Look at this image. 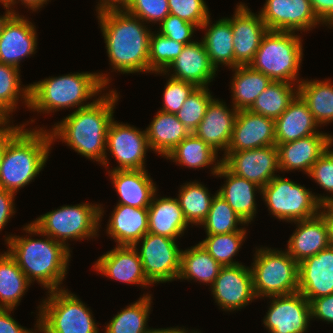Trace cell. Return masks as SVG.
<instances>
[{"label": "cell", "mask_w": 333, "mask_h": 333, "mask_svg": "<svg viewBox=\"0 0 333 333\" xmlns=\"http://www.w3.org/2000/svg\"><path fill=\"white\" fill-rule=\"evenodd\" d=\"M118 100L116 90H111L109 94L99 96L93 104L76 109L54 124L52 132L50 131L52 141L60 139L78 154L107 167V130L114 119V108Z\"/></svg>", "instance_id": "1"}, {"label": "cell", "mask_w": 333, "mask_h": 333, "mask_svg": "<svg viewBox=\"0 0 333 333\" xmlns=\"http://www.w3.org/2000/svg\"><path fill=\"white\" fill-rule=\"evenodd\" d=\"M97 14L112 69L123 74L149 73L151 29L123 8L106 9Z\"/></svg>", "instance_id": "2"}, {"label": "cell", "mask_w": 333, "mask_h": 333, "mask_svg": "<svg viewBox=\"0 0 333 333\" xmlns=\"http://www.w3.org/2000/svg\"><path fill=\"white\" fill-rule=\"evenodd\" d=\"M44 236L47 238L8 235L5 237L7 251L31 283L36 280L48 291L62 289L60 285L66 278L71 258L70 248L48 235Z\"/></svg>", "instance_id": "3"}, {"label": "cell", "mask_w": 333, "mask_h": 333, "mask_svg": "<svg viewBox=\"0 0 333 333\" xmlns=\"http://www.w3.org/2000/svg\"><path fill=\"white\" fill-rule=\"evenodd\" d=\"M50 131L25 129L6 143L0 166V188L13 193L28 185L45 166L53 143Z\"/></svg>", "instance_id": "4"}, {"label": "cell", "mask_w": 333, "mask_h": 333, "mask_svg": "<svg viewBox=\"0 0 333 333\" xmlns=\"http://www.w3.org/2000/svg\"><path fill=\"white\" fill-rule=\"evenodd\" d=\"M107 76L103 73L77 72L30 84L29 109L46 114L69 107H87L96 101L87 103V99L107 88L111 80Z\"/></svg>", "instance_id": "5"}, {"label": "cell", "mask_w": 333, "mask_h": 333, "mask_svg": "<svg viewBox=\"0 0 333 333\" xmlns=\"http://www.w3.org/2000/svg\"><path fill=\"white\" fill-rule=\"evenodd\" d=\"M100 204L82 203L62 206L36 218L23 230L28 234L48 235L65 246L71 238L82 240L96 237L104 210Z\"/></svg>", "instance_id": "6"}, {"label": "cell", "mask_w": 333, "mask_h": 333, "mask_svg": "<svg viewBox=\"0 0 333 333\" xmlns=\"http://www.w3.org/2000/svg\"><path fill=\"white\" fill-rule=\"evenodd\" d=\"M301 41L295 32L268 30L249 66L272 81L295 84L296 80L299 84L302 81L297 80L303 57Z\"/></svg>", "instance_id": "7"}, {"label": "cell", "mask_w": 333, "mask_h": 333, "mask_svg": "<svg viewBox=\"0 0 333 333\" xmlns=\"http://www.w3.org/2000/svg\"><path fill=\"white\" fill-rule=\"evenodd\" d=\"M38 308L36 332L99 333L89 308L66 289L48 291Z\"/></svg>", "instance_id": "8"}, {"label": "cell", "mask_w": 333, "mask_h": 333, "mask_svg": "<svg viewBox=\"0 0 333 333\" xmlns=\"http://www.w3.org/2000/svg\"><path fill=\"white\" fill-rule=\"evenodd\" d=\"M254 256L250 269L256 299L298 292L299 264L287 251L264 247Z\"/></svg>", "instance_id": "9"}, {"label": "cell", "mask_w": 333, "mask_h": 333, "mask_svg": "<svg viewBox=\"0 0 333 333\" xmlns=\"http://www.w3.org/2000/svg\"><path fill=\"white\" fill-rule=\"evenodd\" d=\"M268 210L279 220L296 222L316 216L321 204L312 191L287 178L275 176L261 190Z\"/></svg>", "instance_id": "10"}, {"label": "cell", "mask_w": 333, "mask_h": 333, "mask_svg": "<svg viewBox=\"0 0 333 333\" xmlns=\"http://www.w3.org/2000/svg\"><path fill=\"white\" fill-rule=\"evenodd\" d=\"M140 241L141 249L135 248L148 281L154 284L177 280L182 251L177 240L148 232Z\"/></svg>", "instance_id": "11"}, {"label": "cell", "mask_w": 333, "mask_h": 333, "mask_svg": "<svg viewBox=\"0 0 333 333\" xmlns=\"http://www.w3.org/2000/svg\"><path fill=\"white\" fill-rule=\"evenodd\" d=\"M147 131L124 123L111 121L106 138V150L119 166L112 170L145 169L146 151L149 149Z\"/></svg>", "instance_id": "12"}, {"label": "cell", "mask_w": 333, "mask_h": 333, "mask_svg": "<svg viewBox=\"0 0 333 333\" xmlns=\"http://www.w3.org/2000/svg\"><path fill=\"white\" fill-rule=\"evenodd\" d=\"M222 163L233 173L263 188L280 170L276 145L250 150L227 151Z\"/></svg>", "instance_id": "13"}, {"label": "cell", "mask_w": 333, "mask_h": 333, "mask_svg": "<svg viewBox=\"0 0 333 333\" xmlns=\"http://www.w3.org/2000/svg\"><path fill=\"white\" fill-rule=\"evenodd\" d=\"M263 324L270 333H305L311 320L310 302L300 293L271 296Z\"/></svg>", "instance_id": "14"}, {"label": "cell", "mask_w": 333, "mask_h": 333, "mask_svg": "<svg viewBox=\"0 0 333 333\" xmlns=\"http://www.w3.org/2000/svg\"><path fill=\"white\" fill-rule=\"evenodd\" d=\"M261 19L270 31H309L321 24L310 0H266Z\"/></svg>", "instance_id": "15"}, {"label": "cell", "mask_w": 333, "mask_h": 333, "mask_svg": "<svg viewBox=\"0 0 333 333\" xmlns=\"http://www.w3.org/2000/svg\"><path fill=\"white\" fill-rule=\"evenodd\" d=\"M215 302L225 311L240 310L256 299L250 267L222 266L210 287Z\"/></svg>", "instance_id": "16"}, {"label": "cell", "mask_w": 333, "mask_h": 333, "mask_svg": "<svg viewBox=\"0 0 333 333\" xmlns=\"http://www.w3.org/2000/svg\"><path fill=\"white\" fill-rule=\"evenodd\" d=\"M235 9L231 17L235 67L247 66L252 62L268 28L260 14L252 13L243 3H239Z\"/></svg>", "instance_id": "17"}, {"label": "cell", "mask_w": 333, "mask_h": 333, "mask_svg": "<svg viewBox=\"0 0 333 333\" xmlns=\"http://www.w3.org/2000/svg\"><path fill=\"white\" fill-rule=\"evenodd\" d=\"M35 25L14 13L0 34V63L19 68L20 61L35 54L37 35Z\"/></svg>", "instance_id": "18"}, {"label": "cell", "mask_w": 333, "mask_h": 333, "mask_svg": "<svg viewBox=\"0 0 333 333\" xmlns=\"http://www.w3.org/2000/svg\"><path fill=\"white\" fill-rule=\"evenodd\" d=\"M276 145L275 120L249 110H239L227 151Z\"/></svg>", "instance_id": "19"}, {"label": "cell", "mask_w": 333, "mask_h": 333, "mask_svg": "<svg viewBox=\"0 0 333 333\" xmlns=\"http://www.w3.org/2000/svg\"><path fill=\"white\" fill-rule=\"evenodd\" d=\"M331 145H333V135L323 132L276 144L279 171L302 170L308 175L313 164Z\"/></svg>", "instance_id": "20"}, {"label": "cell", "mask_w": 333, "mask_h": 333, "mask_svg": "<svg viewBox=\"0 0 333 333\" xmlns=\"http://www.w3.org/2000/svg\"><path fill=\"white\" fill-rule=\"evenodd\" d=\"M298 292L309 302L333 294V247L299 263Z\"/></svg>", "instance_id": "21"}, {"label": "cell", "mask_w": 333, "mask_h": 333, "mask_svg": "<svg viewBox=\"0 0 333 333\" xmlns=\"http://www.w3.org/2000/svg\"><path fill=\"white\" fill-rule=\"evenodd\" d=\"M94 269L101 275L119 282L137 284L142 287L152 285L143 271V265L134 246L117 245L97 259Z\"/></svg>", "instance_id": "22"}, {"label": "cell", "mask_w": 333, "mask_h": 333, "mask_svg": "<svg viewBox=\"0 0 333 333\" xmlns=\"http://www.w3.org/2000/svg\"><path fill=\"white\" fill-rule=\"evenodd\" d=\"M169 69L174 73L170 75ZM216 68L210 62L204 43L194 41L186 44L178 57L169 65L164 72L170 77L178 80L194 83L197 87H206L213 81L216 75Z\"/></svg>", "instance_id": "23"}, {"label": "cell", "mask_w": 333, "mask_h": 333, "mask_svg": "<svg viewBox=\"0 0 333 333\" xmlns=\"http://www.w3.org/2000/svg\"><path fill=\"white\" fill-rule=\"evenodd\" d=\"M231 110L227 108L225 102L214 98L209 103L202 121L193 132L216 152L223 150L226 154L230 144L238 113L234 107Z\"/></svg>", "instance_id": "24"}, {"label": "cell", "mask_w": 333, "mask_h": 333, "mask_svg": "<svg viewBox=\"0 0 333 333\" xmlns=\"http://www.w3.org/2000/svg\"><path fill=\"white\" fill-rule=\"evenodd\" d=\"M294 223L298 226L285 250L298 264L330 246L327 224L320 213Z\"/></svg>", "instance_id": "25"}, {"label": "cell", "mask_w": 333, "mask_h": 333, "mask_svg": "<svg viewBox=\"0 0 333 333\" xmlns=\"http://www.w3.org/2000/svg\"><path fill=\"white\" fill-rule=\"evenodd\" d=\"M108 173L120 197L118 204L137 208L149 207L157 187L147 170H111Z\"/></svg>", "instance_id": "26"}, {"label": "cell", "mask_w": 333, "mask_h": 333, "mask_svg": "<svg viewBox=\"0 0 333 333\" xmlns=\"http://www.w3.org/2000/svg\"><path fill=\"white\" fill-rule=\"evenodd\" d=\"M148 208L117 204L107 224V234L117 245L137 247L148 233Z\"/></svg>", "instance_id": "27"}, {"label": "cell", "mask_w": 333, "mask_h": 333, "mask_svg": "<svg viewBox=\"0 0 333 333\" xmlns=\"http://www.w3.org/2000/svg\"><path fill=\"white\" fill-rule=\"evenodd\" d=\"M218 177H225L226 182L217 190L233 210L249 224L256 216V194L262 188L249 180L233 174L223 163L220 165L217 173Z\"/></svg>", "instance_id": "28"}, {"label": "cell", "mask_w": 333, "mask_h": 333, "mask_svg": "<svg viewBox=\"0 0 333 333\" xmlns=\"http://www.w3.org/2000/svg\"><path fill=\"white\" fill-rule=\"evenodd\" d=\"M320 125L302 98L297 95L287 109L275 120L276 144L287 143L319 133Z\"/></svg>", "instance_id": "29"}, {"label": "cell", "mask_w": 333, "mask_h": 333, "mask_svg": "<svg viewBox=\"0 0 333 333\" xmlns=\"http://www.w3.org/2000/svg\"><path fill=\"white\" fill-rule=\"evenodd\" d=\"M154 194L151 204L148 207V232L165 236L171 239L184 234L189 225L177 198H157Z\"/></svg>", "instance_id": "30"}, {"label": "cell", "mask_w": 333, "mask_h": 333, "mask_svg": "<svg viewBox=\"0 0 333 333\" xmlns=\"http://www.w3.org/2000/svg\"><path fill=\"white\" fill-rule=\"evenodd\" d=\"M210 16L202 24L200 29H208L202 42L209 56L210 62L218 70V65H227L235 68V57L233 48V32L231 29V18H222L216 23L210 24ZM210 25V26H209Z\"/></svg>", "instance_id": "31"}, {"label": "cell", "mask_w": 333, "mask_h": 333, "mask_svg": "<svg viewBox=\"0 0 333 333\" xmlns=\"http://www.w3.org/2000/svg\"><path fill=\"white\" fill-rule=\"evenodd\" d=\"M146 131L150 149L163 157L190 134L175 114L162 111L157 112Z\"/></svg>", "instance_id": "32"}, {"label": "cell", "mask_w": 333, "mask_h": 333, "mask_svg": "<svg viewBox=\"0 0 333 333\" xmlns=\"http://www.w3.org/2000/svg\"><path fill=\"white\" fill-rule=\"evenodd\" d=\"M217 154L204 140L190 133L165 158L191 169L208 167L215 162L211 168V174L215 175L222 164Z\"/></svg>", "instance_id": "33"}, {"label": "cell", "mask_w": 333, "mask_h": 333, "mask_svg": "<svg viewBox=\"0 0 333 333\" xmlns=\"http://www.w3.org/2000/svg\"><path fill=\"white\" fill-rule=\"evenodd\" d=\"M233 70L235 71L231 82L233 107L238 111L248 110L272 80L249 65L237 66Z\"/></svg>", "instance_id": "34"}, {"label": "cell", "mask_w": 333, "mask_h": 333, "mask_svg": "<svg viewBox=\"0 0 333 333\" xmlns=\"http://www.w3.org/2000/svg\"><path fill=\"white\" fill-rule=\"evenodd\" d=\"M221 265L212 258L208 251L200 244L181 251L179 280H196L213 285Z\"/></svg>", "instance_id": "35"}, {"label": "cell", "mask_w": 333, "mask_h": 333, "mask_svg": "<svg viewBox=\"0 0 333 333\" xmlns=\"http://www.w3.org/2000/svg\"><path fill=\"white\" fill-rule=\"evenodd\" d=\"M31 285L15 259L8 253L0 254V308L14 309Z\"/></svg>", "instance_id": "36"}, {"label": "cell", "mask_w": 333, "mask_h": 333, "mask_svg": "<svg viewBox=\"0 0 333 333\" xmlns=\"http://www.w3.org/2000/svg\"><path fill=\"white\" fill-rule=\"evenodd\" d=\"M298 95L320 126L333 121V85L330 79L302 80L298 84Z\"/></svg>", "instance_id": "37"}, {"label": "cell", "mask_w": 333, "mask_h": 333, "mask_svg": "<svg viewBox=\"0 0 333 333\" xmlns=\"http://www.w3.org/2000/svg\"><path fill=\"white\" fill-rule=\"evenodd\" d=\"M297 95L298 85H296L295 89L292 83L272 81L248 110L276 120Z\"/></svg>", "instance_id": "38"}, {"label": "cell", "mask_w": 333, "mask_h": 333, "mask_svg": "<svg viewBox=\"0 0 333 333\" xmlns=\"http://www.w3.org/2000/svg\"><path fill=\"white\" fill-rule=\"evenodd\" d=\"M151 300L150 294H143L135 303L122 309L106 325L105 333H147Z\"/></svg>", "instance_id": "39"}, {"label": "cell", "mask_w": 333, "mask_h": 333, "mask_svg": "<svg viewBox=\"0 0 333 333\" xmlns=\"http://www.w3.org/2000/svg\"><path fill=\"white\" fill-rule=\"evenodd\" d=\"M177 200L188 224L200 225L209 213L213 195L199 182L181 186Z\"/></svg>", "instance_id": "40"}, {"label": "cell", "mask_w": 333, "mask_h": 333, "mask_svg": "<svg viewBox=\"0 0 333 333\" xmlns=\"http://www.w3.org/2000/svg\"><path fill=\"white\" fill-rule=\"evenodd\" d=\"M247 224L225 201V199L215 193L209 213L206 219L200 224L206 230V235L225 234L237 231H246V228H238V225Z\"/></svg>", "instance_id": "41"}, {"label": "cell", "mask_w": 333, "mask_h": 333, "mask_svg": "<svg viewBox=\"0 0 333 333\" xmlns=\"http://www.w3.org/2000/svg\"><path fill=\"white\" fill-rule=\"evenodd\" d=\"M19 69L0 63V109L8 117L17 108L19 98L30 106V86L22 88Z\"/></svg>", "instance_id": "42"}, {"label": "cell", "mask_w": 333, "mask_h": 333, "mask_svg": "<svg viewBox=\"0 0 333 333\" xmlns=\"http://www.w3.org/2000/svg\"><path fill=\"white\" fill-rule=\"evenodd\" d=\"M246 231L225 234L207 235L199 242L221 266H234L241 263L234 262L233 257L246 238Z\"/></svg>", "instance_id": "43"}, {"label": "cell", "mask_w": 333, "mask_h": 333, "mask_svg": "<svg viewBox=\"0 0 333 333\" xmlns=\"http://www.w3.org/2000/svg\"><path fill=\"white\" fill-rule=\"evenodd\" d=\"M151 33L149 45V72H164L182 52L185 44L170 39L159 32Z\"/></svg>", "instance_id": "44"}, {"label": "cell", "mask_w": 333, "mask_h": 333, "mask_svg": "<svg viewBox=\"0 0 333 333\" xmlns=\"http://www.w3.org/2000/svg\"><path fill=\"white\" fill-rule=\"evenodd\" d=\"M213 99L208 86L197 87L175 115L190 133H193L202 121L207 107Z\"/></svg>", "instance_id": "45"}, {"label": "cell", "mask_w": 333, "mask_h": 333, "mask_svg": "<svg viewBox=\"0 0 333 333\" xmlns=\"http://www.w3.org/2000/svg\"><path fill=\"white\" fill-rule=\"evenodd\" d=\"M332 145L313 164L308 176L318 183L321 188L333 194V150ZM316 200L321 204H333V195L317 196Z\"/></svg>", "instance_id": "46"}, {"label": "cell", "mask_w": 333, "mask_h": 333, "mask_svg": "<svg viewBox=\"0 0 333 333\" xmlns=\"http://www.w3.org/2000/svg\"><path fill=\"white\" fill-rule=\"evenodd\" d=\"M123 9L148 23L160 24L170 14L168 0H129Z\"/></svg>", "instance_id": "47"}, {"label": "cell", "mask_w": 333, "mask_h": 333, "mask_svg": "<svg viewBox=\"0 0 333 333\" xmlns=\"http://www.w3.org/2000/svg\"><path fill=\"white\" fill-rule=\"evenodd\" d=\"M197 88L194 83L178 80L170 77L167 80L163 93L162 112L176 114L185 100Z\"/></svg>", "instance_id": "48"}, {"label": "cell", "mask_w": 333, "mask_h": 333, "mask_svg": "<svg viewBox=\"0 0 333 333\" xmlns=\"http://www.w3.org/2000/svg\"><path fill=\"white\" fill-rule=\"evenodd\" d=\"M170 14L196 25L198 28L210 16L204 0H168Z\"/></svg>", "instance_id": "49"}, {"label": "cell", "mask_w": 333, "mask_h": 333, "mask_svg": "<svg viewBox=\"0 0 333 333\" xmlns=\"http://www.w3.org/2000/svg\"><path fill=\"white\" fill-rule=\"evenodd\" d=\"M159 26L160 28L157 32L185 45L194 42L191 40V37L195 29L198 28L196 25L171 14Z\"/></svg>", "instance_id": "50"}, {"label": "cell", "mask_w": 333, "mask_h": 333, "mask_svg": "<svg viewBox=\"0 0 333 333\" xmlns=\"http://www.w3.org/2000/svg\"><path fill=\"white\" fill-rule=\"evenodd\" d=\"M311 318L333 323V294L310 301Z\"/></svg>", "instance_id": "51"}, {"label": "cell", "mask_w": 333, "mask_h": 333, "mask_svg": "<svg viewBox=\"0 0 333 333\" xmlns=\"http://www.w3.org/2000/svg\"><path fill=\"white\" fill-rule=\"evenodd\" d=\"M15 193L0 188V231L9 222L8 220L16 213L14 211Z\"/></svg>", "instance_id": "52"}, {"label": "cell", "mask_w": 333, "mask_h": 333, "mask_svg": "<svg viewBox=\"0 0 333 333\" xmlns=\"http://www.w3.org/2000/svg\"><path fill=\"white\" fill-rule=\"evenodd\" d=\"M312 10L322 25L333 27V0H310Z\"/></svg>", "instance_id": "53"}, {"label": "cell", "mask_w": 333, "mask_h": 333, "mask_svg": "<svg viewBox=\"0 0 333 333\" xmlns=\"http://www.w3.org/2000/svg\"><path fill=\"white\" fill-rule=\"evenodd\" d=\"M12 310L0 308V333H36L19 325L10 315Z\"/></svg>", "instance_id": "54"}, {"label": "cell", "mask_w": 333, "mask_h": 333, "mask_svg": "<svg viewBox=\"0 0 333 333\" xmlns=\"http://www.w3.org/2000/svg\"><path fill=\"white\" fill-rule=\"evenodd\" d=\"M27 124H21V126H15L14 125L0 131V166L3 158V154L5 151L6 143L23 127Z\"/></svg>", "instance_id": "55"}, {"label": "cell", "mask_w": 333, "mask_h": 333, "mask_svg": "<svg viewBox=\"0 0 333 333\" xmlns=\"http://www.w3.org/2000/svg\"><path fill=\"white\" fill-rule=\"evenodd\" d=\"M320 209L319 213L327 224L330 246L333 247V204L321 205Z\"/></svg>", "instance_id": "56"}, {"label": "cell", "mask_w": 333, "mask_h": 333, "mask_svg": "<svg viewBox=\"0 0 333 333\" xmlns=\"http://www.w3.org/2000/svg\"><path fill=\"white\" fill-rule=\"evenodd\" d=\"M19 2L21 1L22 5L24 4L25 7L27 6L29 9H31L32 11H36L39 10L40 7L42 8L44 4H46L49 0H18ZM18 3L16 0H7L5 2V4L9 7L10 10H12V12H15L13 6ZM12 8V9H11Z\"/></svg>", "instance_id": "57"}, {"label": "cell", "mask_w": 333, "mask_h": 333, "mask_svg": "<svg viewBox=\"0 0 333 333\" xmlns=\"http://www.w3.org/2000/svg\"><path fill=\"white\" fill-rule=\"evenodd\" d=\"M129 2V0H100L96 11H103L106 9H121Z\"/></svg>", "instance_id": "58"}, {"label": "cell", "mask_w": 333, "mask_h": 333, "mask_svg": "<svg viewBox=\"0 0 333 333\" xmlns=\"http://www.w3.org/2000/svg\"><path fill=\"white\" fill-rule=\"evenodd\" d=\"M195 332V330H193V331H188V330H185L184 328H178V326L177 327H175V328H172V327H170V328H161V329H151V328H149V330H148V332L147 333H194Z\"/></svg>", "instance_id": "59"}, {"label": "cell", "mask_w": 333, "mask_h": 333, "mask_svg": "<svg viewBox=\"0 0 333 333\" xmlns=\"http://www.w3.org/2000/svg\"><path fill=\"white\" fill-rule=\"evenodd\" d=\"M4 8H7L5 11V14L3 16H0V34L1 31L3 29V26L5 25V23L7 22V20L14 14V12H12V10L9 9V7L5 4L2 3Z\"/></svg>", "instance_id": "60"}, {"label": "cell", "mask_w": 333, "mask_h": 333, "mask_svg": "<svg viewBox=\"0 0 333 333\" xmlns=\"http://www.w3.org/2000/svg\"><path fill=\"white\" fill-rule=\"evenodd\" d=\"M10 117H8L1 109H0V131L10 127Z\"/></svg>", "instance_id": "61"}, {"label": "cell", "mask_w": 333, "mask_h": 333, "mask_svg": "<svg viewBox=\"0 0 333 333\" xmlns=\"http://www.w3.org/2000/svg\"><path fill=\"white\" fill-rule=\"evenodd\" d=\"M7 0H0V3H5Z\"/></svg>", "instance_id": "62"}]
</instances>
